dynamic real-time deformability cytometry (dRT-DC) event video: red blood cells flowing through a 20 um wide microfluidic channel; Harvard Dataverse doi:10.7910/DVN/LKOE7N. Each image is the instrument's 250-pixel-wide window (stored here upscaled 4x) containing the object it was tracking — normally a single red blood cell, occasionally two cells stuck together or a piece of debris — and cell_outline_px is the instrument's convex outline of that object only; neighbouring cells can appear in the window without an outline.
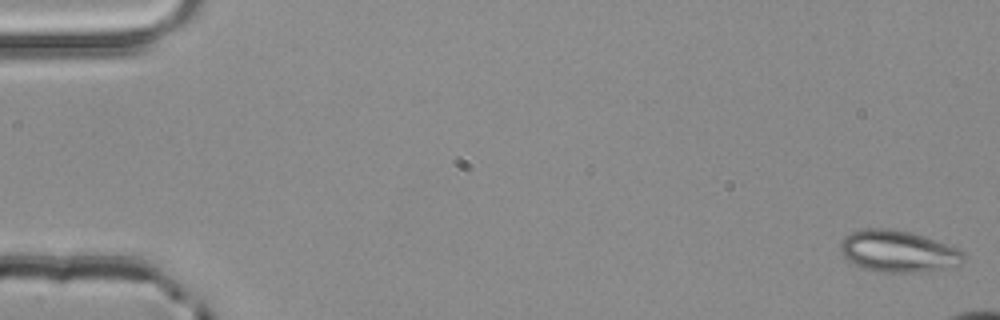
{"species": "common noctule bat (a hibernating species)", "species_latin": "Nyctalus noctula", "temperature_condition": "room temperature", "stored_images_in_passage": 4, "camera_frame_rate_fps": 3000, "um_per_image_px": 0.085, "animal": {"sex": "male", "body_mass_g": 20.4}, "frame": {"image": 1, "passage_image": 1, "time_ms": 0.0, "image_size_px": [1000, 320], "cell_outline_px": [[964, 260], [960, 264], [948, 268], [924, 272], [876, 272], [864, 268], [848, 260], [840, 252], [840, 244], [844, 236], [852, 232], [868, 228], [892, 228], [912, 232], [960, 248], [964, 252]], "centroid_in_image_um": [76.37, 21.36], "position_along_channel_um": 8.6, "area_um2": 30.23}}